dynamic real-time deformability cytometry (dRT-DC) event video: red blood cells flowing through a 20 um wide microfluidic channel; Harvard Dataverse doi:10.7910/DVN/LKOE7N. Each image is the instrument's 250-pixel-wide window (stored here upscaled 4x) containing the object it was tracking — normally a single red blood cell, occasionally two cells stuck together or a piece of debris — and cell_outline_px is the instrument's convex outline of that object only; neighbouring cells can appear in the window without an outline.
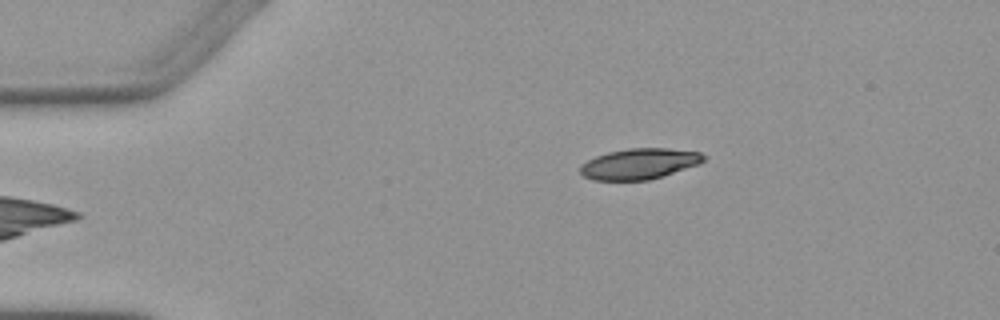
{"species": "Egyptian fruit bat (a non-hibernating species)", "species_latin": "Rousettus aegyptiacus", "temperature_condition": "warm", "stored_images_in_passage": 4, "camera_frame_rate_fps": 3000, "um_per_image_px": 0.085, "animal": {"sex": "female"}, "frame": {"image": 1, "passage_image": 4, "time_ms": 3.667, "image_size_px": [1000, 320], "cell_outline_px": [[704, 160], [700, 164], [648, 180], [592, 180], [584, 176], [580, 172], [580, 164], [596, 156], [608, 152], [628, 148], [668, 148], [700, 152], [704, 156]], "centroid_in_image_um": [54.32, 13.92], "position_along_channel_um": 30.7, "area_um2": 22.02}}